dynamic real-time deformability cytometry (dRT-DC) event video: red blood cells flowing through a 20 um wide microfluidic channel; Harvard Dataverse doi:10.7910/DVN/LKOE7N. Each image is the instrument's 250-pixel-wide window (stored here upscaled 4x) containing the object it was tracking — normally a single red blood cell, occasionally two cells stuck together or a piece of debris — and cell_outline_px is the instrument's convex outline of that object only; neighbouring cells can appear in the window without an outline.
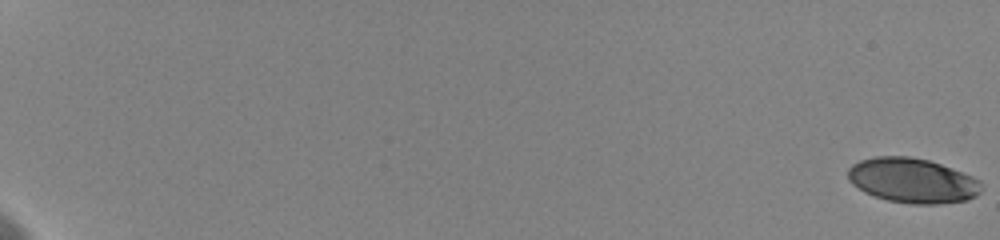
{"species": "human", "species_latin": "Homo sapiens", "temperature_condition": "cold", "stored_images_in_passage": 19, "camera_frame_rate_fps": 3000, "um_per_image_px": 0.085, "donor": {"sex": "female"}, "frame": {"image": 1, "passage_image": 1, "time_ms": 0.0, "image_size_px": [1000, 240], "cell_outline_px": [[980, 192], [976, 196], [968, 200], [936, 204], [912, 204], [888, 200], [864, 192], [852, 184], [848, 180], [848, 168], [852, 164], [860, 160], [876, 156], [908, 156], [928, 160], [940, 164], [972, 176], [980, 180]], "centroid_in_image_um": [77.54, 15.34], "position_along_channel_um": 7.5, "area_um2": 34.74}}
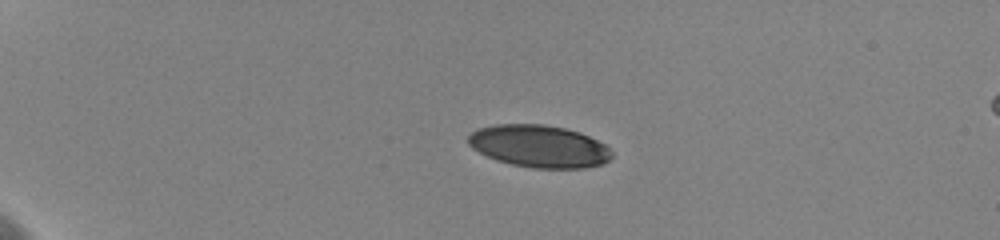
{"frame": {"image": 2, "passage_image": 15, "time_ms": 5.333, "image_size_px": [1000, 240], "cell_outline_px": [[612, 156], [608, 160], [600, 164], [584, 168], [532, 168], [512, 164], [496, 160], [472, 148], [468, 144], [468, 136], [476, 128], [496, 124], [544, 124], [564, 128], [580, 132], [604, 144], [612, 152]], "centroid_in_image_um": [45.8, 12.42], "position_along_channel_um": 39.2, "area_um2": 35.32}}